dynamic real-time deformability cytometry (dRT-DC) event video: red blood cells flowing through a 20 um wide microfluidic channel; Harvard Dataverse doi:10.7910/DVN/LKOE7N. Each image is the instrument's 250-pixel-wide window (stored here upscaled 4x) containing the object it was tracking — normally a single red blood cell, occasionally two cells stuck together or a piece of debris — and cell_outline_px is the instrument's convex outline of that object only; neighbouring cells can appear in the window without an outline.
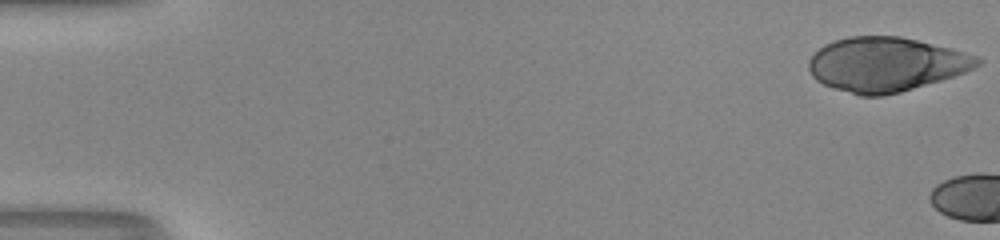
{"species": "human", "species_latin": "Homo sapiens", "temperature_condition": "room temperature", "stored_images_in_passage": 5, "camera_frame_rate_fps": 3000, "um_per_image_px": 0.085, "donor": {"sex": "male"}, "frame": {"image": 1, "passage_image": 1, "time_ms": 0.0, "image_size_px": [1000, 240], "cell_outline_px": [[984, 60], [980, 64], [964, 72], [940, 80], [900, 92], [884, 96], [860, 96], [824, 84], [816, 80], [812, 76], [808, 68], [808, 60], [824, 44], [848, 36], [900, 36], [952, 48], [976, 56]], "centroid_in_image_um": [75.29, 5.46], "position_along_channel_um": 9.7, "area_um2": 53.06}}